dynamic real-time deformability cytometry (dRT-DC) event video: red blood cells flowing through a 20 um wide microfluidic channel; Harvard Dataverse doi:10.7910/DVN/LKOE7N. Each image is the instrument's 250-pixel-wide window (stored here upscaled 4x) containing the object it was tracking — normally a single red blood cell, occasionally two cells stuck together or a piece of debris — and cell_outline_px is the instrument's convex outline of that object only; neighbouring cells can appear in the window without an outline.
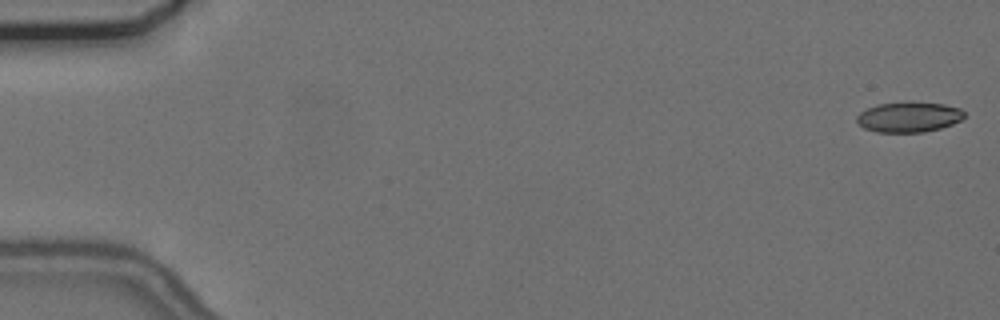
{"species": "common noctule bat (a hibernating species)", "species_latin": "Nyctalus noctula", "temperature_condition": "cold", "stored_images_in_passage": 3, "camera_frame_rate_fps": 3000, "um_per_image_px": 0.085, "animal": {"sex": "female", "body_mass_g": 24.6, "forearm_length_mm": 56.2}, "frame": {"image": 1, "passage_image": 1, "time_ms": 0.0, "image_size_px": [1000, 320], "cell_outline_px": [[964, 116], [960, 120], [952, 124], [940, 128], [924, 132], [876, 132], [864, 128], [856, 120], [856, 116], [860, 112], [868, 108], [880, 104], [944, 104], [960, 108], [964, 112]], "centroid_in_image_um": [77.24, 9.98], "position_along_channel_um": 7.8, "area_um2": 18.26}}